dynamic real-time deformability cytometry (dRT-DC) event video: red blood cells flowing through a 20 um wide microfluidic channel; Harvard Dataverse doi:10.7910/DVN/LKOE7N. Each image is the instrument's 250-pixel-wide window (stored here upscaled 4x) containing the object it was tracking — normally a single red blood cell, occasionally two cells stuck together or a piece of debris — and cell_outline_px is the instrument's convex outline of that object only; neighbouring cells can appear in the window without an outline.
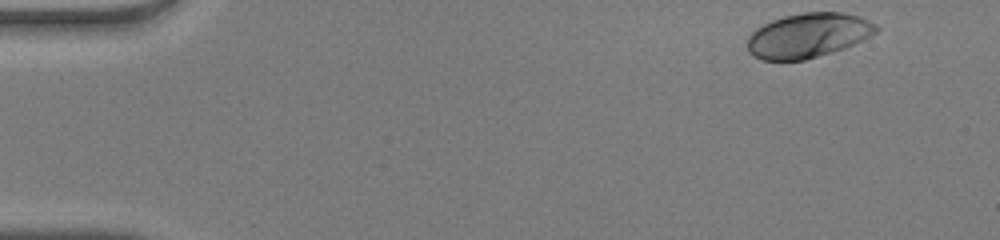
{"species": "human", "species_latin": "Homo sapiens", "temperature_condition": "warm", "stored_images_in_passage": 48, "camera_frame_rate_fps": 3000, "um_per_image_px": 0.085, "donor": {"sex": "male"}, "frame": {"image": 1, "passage_image": 1, "time_ms": 0.0, "image_size_px": [1000, 240], "cell_outline_px": [[880, 28], [876, 32], [844, 48], [832, 52], [804, 60], [760, 60], [752, 56], [748, 52], [748, 36], [756, 28], [772, 20], [784, 16], [804, 12], [840, 12], [860, 16], [876, 24]], "centroid_in_image_um": [68.66, 3.01], "position_along_channel_um": 16.3, "area_um2": 33.35}}
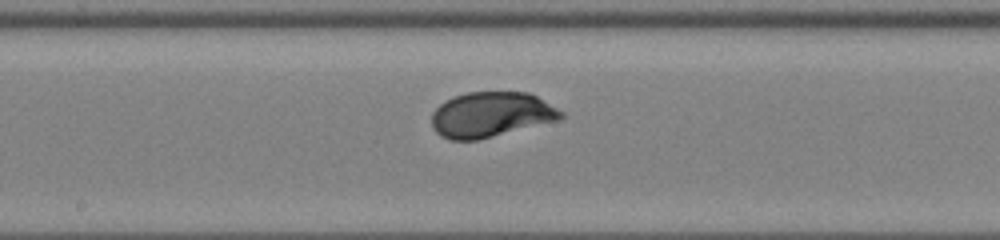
{"frame": {"image": 2, "passage_image": 24, "time_ms": 7.667, "image_size_px": [1000, 240], "cell_outline_px": [[564, 116], [560, 120], [476, 140], [452, 140], [440, 136], [432, 128], [432, 112], [444, 100], [452, 96], [468, 92], [528, 92], [536, 96], [564, 112]], "centroid_in_image_um": [41.72, 9.74], "position_along_channel_um": 206.5, "area_um2": 34.1}}
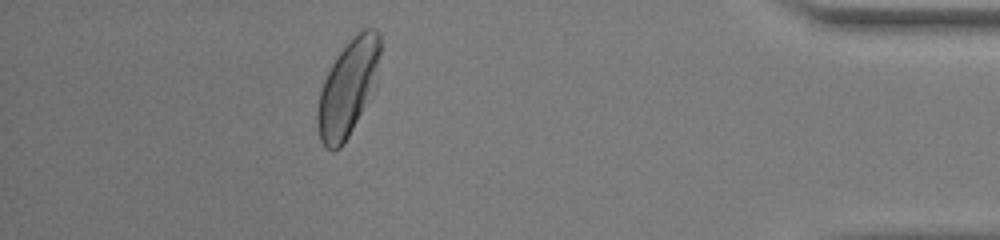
{"frame": {"image": 3, "passage_image": 42, "time_ms": 13.667, "image_size_px": [1000, 240], "cell_outline_px": [[380, 52], [376, 88], [344, 144], [340, 148], [332, 152], [324, 148], [320, 140], [316, 124], [316, 116], [320, 92], [324, 80], [336, 56], [364, 28], [372, 28], [380, 32]], "centroid_in_image_um": [29.58, 7.54], "position_along_channel_um": 405.6, "area_um2": 35.14}}